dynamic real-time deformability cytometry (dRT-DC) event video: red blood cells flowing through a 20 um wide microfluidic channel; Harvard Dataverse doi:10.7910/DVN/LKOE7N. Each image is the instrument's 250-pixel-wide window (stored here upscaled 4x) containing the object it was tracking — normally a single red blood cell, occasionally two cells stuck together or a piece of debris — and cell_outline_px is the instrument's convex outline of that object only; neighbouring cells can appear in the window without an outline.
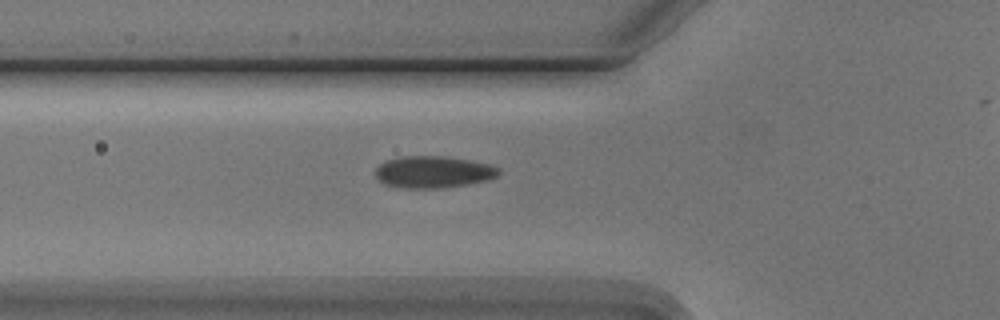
{"species": "Egyptian fruit bat (a non-hibernating species)", "species_latin": "Rousettus aegyptiacus", "temperature_condition": "cold", "stored_images_in_passage": 3, "camera_frame_rate_fps": 3000, "um_per_image_px": 0.085, "animal": {"sex": "male"}, "frame": {"image": 1, "passage_image": 3, "time_ms": 2.333, "image_size_px": [1000, 320], "cell_outline_px": [[500, 172], [496, 176], [488, 180], [468, 184], [444, 188], [404, 188], [384, 184], [376, 176], [376, 168], [384, 160], [400, 156], [444, 156], [468, 160], [488, 164], [500, 168]], "centroid_in_image_um": [36.82, 14.62], "position_along_channel_um": 89.0, "area_um2": 22.95}}